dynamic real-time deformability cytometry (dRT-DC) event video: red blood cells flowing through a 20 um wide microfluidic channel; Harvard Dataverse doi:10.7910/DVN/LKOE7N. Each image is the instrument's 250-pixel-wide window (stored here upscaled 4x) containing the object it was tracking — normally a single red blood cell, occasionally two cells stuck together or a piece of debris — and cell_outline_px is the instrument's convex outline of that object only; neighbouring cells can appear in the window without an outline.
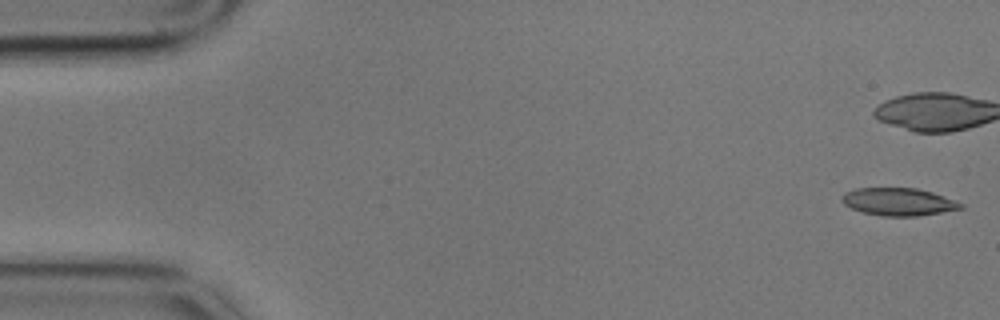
{"species": "common noctule bat (a hibernating species)", "species_latin": "Nyctalus noctula", "temperature_condition": "cold", "stored_images_in_passage": 15, "camera_frame_rate_fps": 3000, "um_per_image_px": 0.085, "animal": {"sex": "male", "body_mass_g": 17.9}, "frame": {"image": 1, "passage_image": 1, "time_ms": 0.0, "image_size_px": [1000, 320], "cell_outline_px": [[964, 208], [916, 216], [884, 216], [864, 212], [852, 208], [844, 204], [840, 200], [844, 192], [856, 188], [916, 188], [932, 192], [964, 204]], "centroid_in_image_um": [76.35, 17.14], "position_along_channel_um": 8.7, "area_um2": 18.96}}